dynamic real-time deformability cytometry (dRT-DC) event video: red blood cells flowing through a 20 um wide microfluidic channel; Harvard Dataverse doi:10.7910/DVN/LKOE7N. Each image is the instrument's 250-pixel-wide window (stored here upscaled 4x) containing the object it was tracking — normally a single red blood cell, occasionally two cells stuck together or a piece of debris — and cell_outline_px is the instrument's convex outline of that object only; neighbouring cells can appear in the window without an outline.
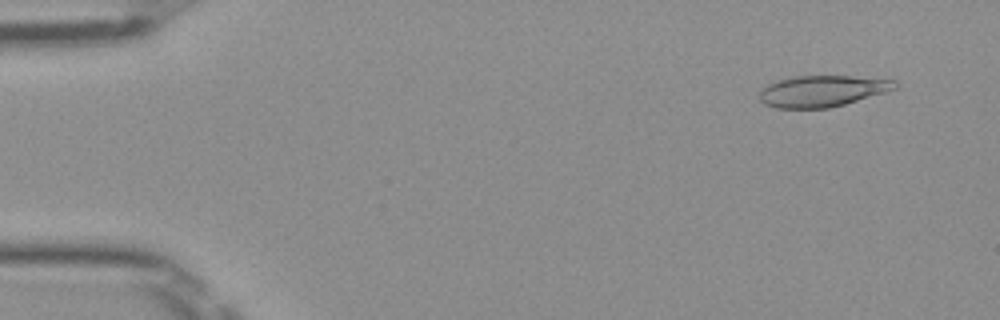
{"species": "Egyptian fruit bat (a non-hibernating species)", "species_latin": "Rousettus aegyptiacus", "temperature_condition": "room temperature", "stored_images_in_passage": 51, "camera_frame_rate_fps": 3000, "um_per_image_px": 0.085, "frame": {"image": 1, "passage_image": 4, "time_ms": 1.0, "image_size_px": [1000, 320], "cell_outline_px": [[900, 84], [896, 88], [884, 92], [844, 104], [828, 108], [776, 108], [764, 104], [760, 100], [760, 92], [768, 84], [776, 80], [792, 76], [852, 76], [896, 80]], "centroid_in_image_um": [69.88, 7.73], "position_along_channel_um": 15.1, "area_um2": 24.62}}
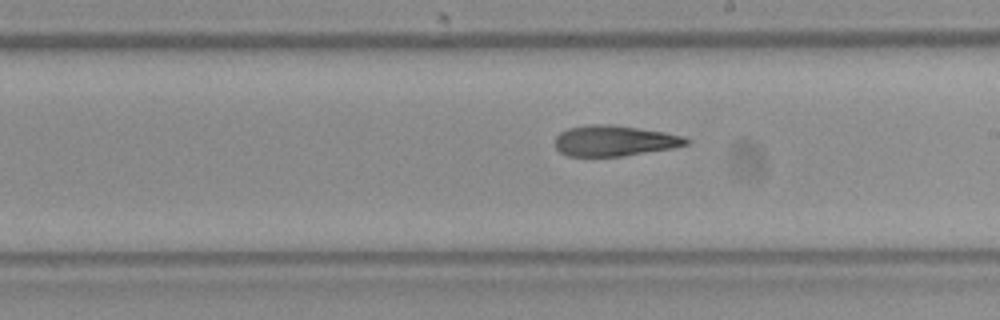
{"frame": {"image": 2, "passage_image": 29, "time_ms": 9.333, "image_size_px": [1000, 320], "cell_outline_px": [[692, 140], [688, 144], [672, 148], [624, 156], [568, 156], [560, 152], [556, 148], [556, 136], [560, 132], [568, 128], [592, 124], [608, 124], [664, 132], [684, 136]], "centroid_in_image_um": [52.24, 11.97], "position_along_channel_um": 236.8, "area_um2": 23.35}}
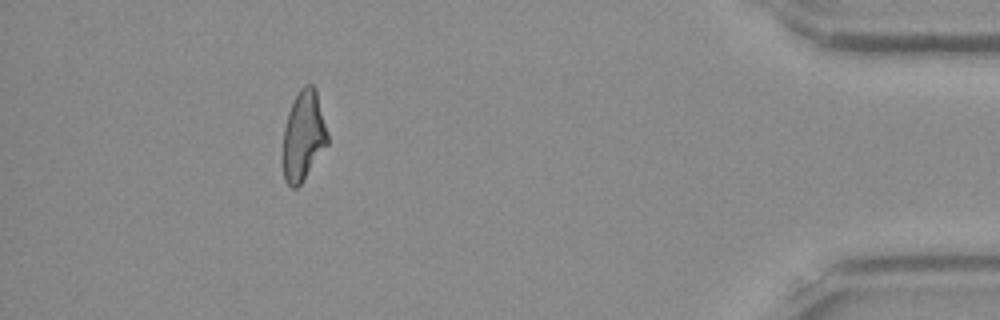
{"frame": {"image": 3, "passage_image": 46, "time_ms": 15.0, "image_size_px": [1000, 320], "cell_outline_px": [[328, 144], [300, 184], [296, 188], [292, 188], [284, 180], [280, 156], [284, 128], [288, 112], [300, 88], [304, 84], [312, 84], [316, 88], [328, 132]], "centroid_in_image_um": [25.76, 11.56], "position_along_channel_um": 409.4, "area_um2": 23.87}, "authors_computed_cell_mechanics": {"area_um2": 24.565, "velocity_mm_per_s": 4.0151, "shape_relaxation_time_tau1_ms": null, "shape_relaxation_time_tau2_ms": 6.3923, "deformation_change_tau1": null, "deformation_change_tau2": 0.187}}